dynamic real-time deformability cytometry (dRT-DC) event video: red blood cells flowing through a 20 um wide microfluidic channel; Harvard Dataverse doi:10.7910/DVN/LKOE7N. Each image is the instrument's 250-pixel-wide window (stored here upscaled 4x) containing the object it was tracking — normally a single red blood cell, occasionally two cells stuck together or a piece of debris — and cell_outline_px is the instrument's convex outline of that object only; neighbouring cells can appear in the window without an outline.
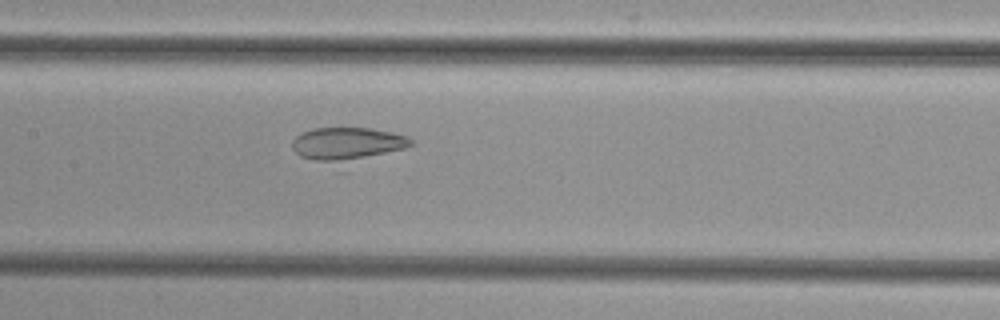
{"species": "common noctule bat (a hibernating species)", "species_latin": "Nyctalus noctula", "temperature_condition": "cold", "stored_images_in_passage": 31, "camera_frame_rate_fps": 3000, "um_per_image_px": 0.085, "animal": {"sex": "female", "body_mass_g": 29.2, "forearm_length_mm": 56.3}, "frame": {"image": 1, "passage_image": 10, "time_ms": 3.0, "image_size_px": [1000, 320], "cell_outline_px": [[416, 144], [404, 148], [364, 156], [336, 160], [316, 160], [300, 156], [292, 148], [292, 140], [296, 136], [312, 128], [372, 128], [392, 132], [408, 136]], "centroid_in_image_um": [29.51, 12.15], "position_along_channel_um": 177.9, "area_um2": 21.62}}
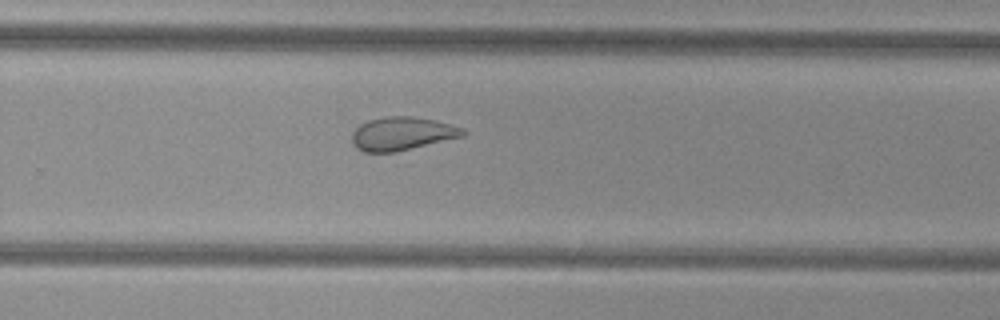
{"frame": {"image": 2, "passage_image": 19, "time_ms": 6.0, "image_size_px": [1000, 320], "cell_outline_px": [[468, 132], [464, 136], [396, 152], [364, 152], [356, 148], [352, 144], [352, 132], [360, 124], [368, 120], [384, 116], [412, 116], [436, 120], [464, 128]], "centroid_in_image_um": [34.18, 11.35], "position_along_channel_um": 295.6, "area_um2": 21.79}}
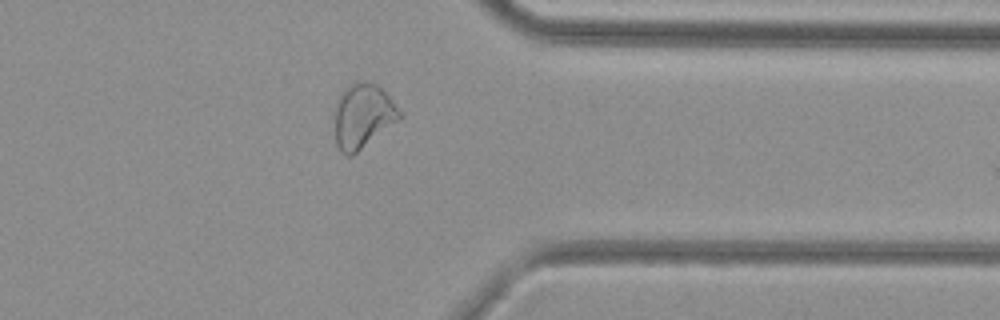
{"frame": {"image": 3, "passage_image": 26, "time_ms": 8.333, "image_size_px": [1000, 320], "cell_outline_px": [[400, 116], [396, 120], [352, 156], [348, 156], [340, 152], [336, 144], [336, 100], [340, 92], [348, 84], [356, 80], [368, 80], [376, 84], [392, 100], [400, 112]], "centroid_in_image_um": [30.78, 9.8], "position_along_channel_um": 380.6, "area_um2": 23.93}}